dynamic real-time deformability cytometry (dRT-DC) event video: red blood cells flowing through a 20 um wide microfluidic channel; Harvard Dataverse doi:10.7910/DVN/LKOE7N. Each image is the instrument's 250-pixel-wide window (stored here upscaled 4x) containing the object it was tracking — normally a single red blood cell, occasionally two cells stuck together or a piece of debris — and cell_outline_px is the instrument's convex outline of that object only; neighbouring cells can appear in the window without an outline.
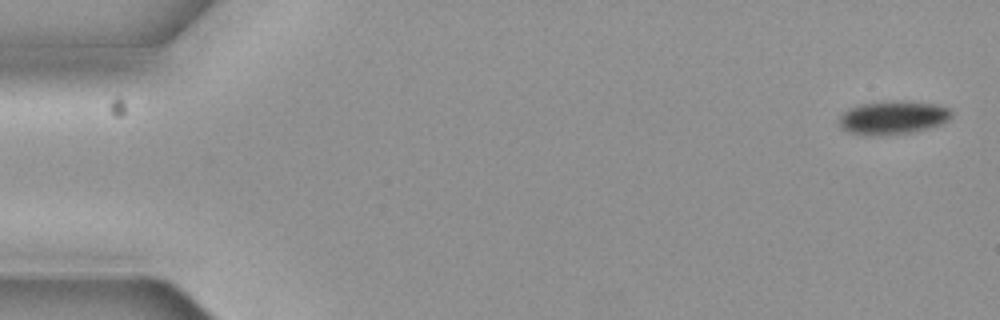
{"species": "common noctule bat (a hibernating species)", "species_latin": "Nyctalus noctula", "temperature_condition": "cold", "stored_images_in_passage": 5, "camera_frame_rate_fps": 3000, "um_per_image_px": 0.085, "animal": {"sex": "female", "body_mass_g": 19.3, "forearm_length_mm": 54.1}, "frame": {"image": 1, "passage_image": 1, "time_ms": 0.0, "image_size_px": [1000, 320], "cell_outline_px": [[952, 116], [948, 120], [940, 124], [916, 132], [876, 136], [864, 136], [848, 132], [840, 128], [840, 116], [848, 108], [860, 104], [896, 100], [936, 104], [948, 108], [952, 112]], "centroid_in_image_um": [75.87, 10.01], "position_along_channel_um": 9.1, "area_um2": 22.14}}